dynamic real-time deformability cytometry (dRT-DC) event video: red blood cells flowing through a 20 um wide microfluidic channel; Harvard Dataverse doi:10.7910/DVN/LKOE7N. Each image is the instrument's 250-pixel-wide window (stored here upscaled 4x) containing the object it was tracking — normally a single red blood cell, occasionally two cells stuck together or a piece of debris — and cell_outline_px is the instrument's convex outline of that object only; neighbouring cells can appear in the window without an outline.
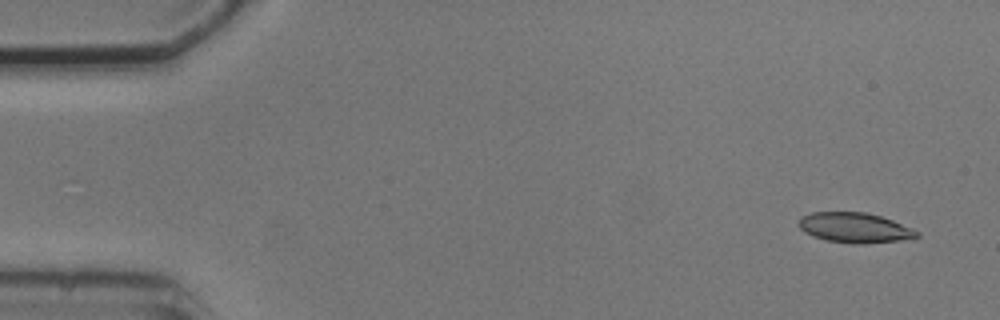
{"species": "common noctule bat (a hibernating species)", "species_latin": "Nyctalus noctula", "temperature_condition": "cold", "stored_images_in_passage": 5, "segment_of_instrument_passage": [1, 2], "camera_frame_rate_fps": 3000, "um_per_image_px": 0.085, "animal": {"sex": "male", "body_mass_g": 20.5, "forearm_length_mm": 52.5}, "frame": {"image": 1, "passage_image": 1, "time_ms": 0.0, "image_size_px": [1000, 320], "cell_outline_px": [[920, 236], [900, 240], [864, 244], [852, 244], [828, 240], [812, 236], [804, 232], [796, 224], [800, 216], [812, 212], [864, 212], [880, 216], [892, 220], [912, 228], [920, 232]], "centroid_in_image_um": [72.61, 19.35], "position_along_channel_um": 12.4, "area_um2": 20.81}}